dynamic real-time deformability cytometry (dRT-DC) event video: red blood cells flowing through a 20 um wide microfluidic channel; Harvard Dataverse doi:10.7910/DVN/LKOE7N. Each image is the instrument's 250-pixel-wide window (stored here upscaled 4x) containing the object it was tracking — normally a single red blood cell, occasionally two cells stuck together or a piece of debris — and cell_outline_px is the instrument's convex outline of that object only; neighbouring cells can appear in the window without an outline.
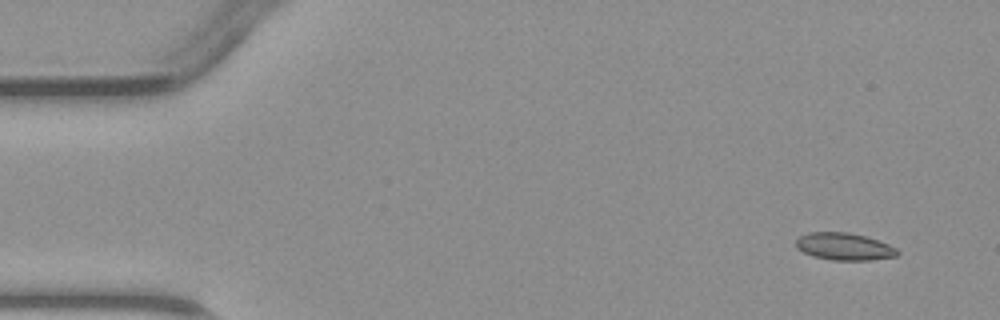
{"species": "common noctule bat (a hibernating species)", "species_latin": "Nyctalus noctula", "temperature_condition": "warm", "stored_images_in_passage": 3, "camera_frame_rate_fps": 3000, "um_per_image_px": 0.085, "animal": {"sex": "male", "body_mass_g": 23.1, "forearm_length_mm": 52.7}, "frame": {"image": 1, "passage_image": 1, "time_ms": 0.0, "image_size_px": [1000, 320], "cell_outline_px": [[900, 252], [896, 256], [872, 260], [832, 260], [812, 256], [796, 248], [796, 240], [800, 236], [808, 232], [848, 232], [864, 236], [888, 244], [896, 248]], "centroid_in_image_um": [71.74, 20.96], "position_along_channel_um": 13.3, "area_um2": 16.07}}